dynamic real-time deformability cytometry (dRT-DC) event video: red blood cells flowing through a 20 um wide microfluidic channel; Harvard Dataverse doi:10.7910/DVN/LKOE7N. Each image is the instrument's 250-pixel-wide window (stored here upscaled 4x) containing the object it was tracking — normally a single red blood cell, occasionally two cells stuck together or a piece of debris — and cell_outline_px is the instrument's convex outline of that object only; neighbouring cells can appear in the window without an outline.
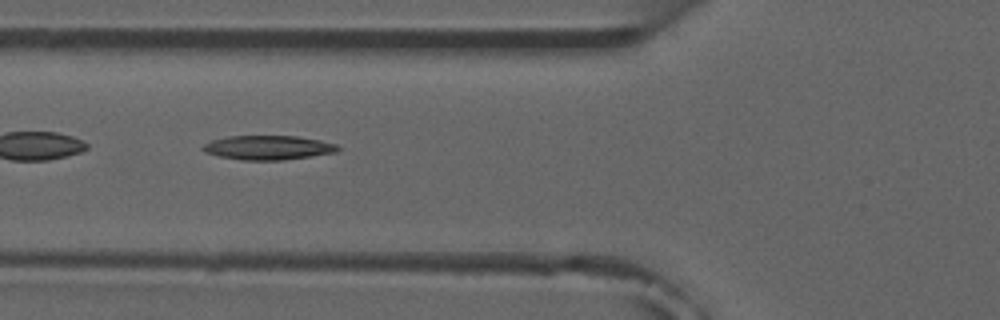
{"species": "common noctule bat (a hibernating species)", "species_latin": "Nyctalus noctula", "temperature_condition": "room temperature", "stored_images_in_passage": 9, "camera_frame_rate_fps": 3000, "um_per_image_px": 0.085, "animal": {"sex": "male", "forearm_length_mm": 52.5}, "frame": {"image": 1, "passage_image": 6, "time_ms": 5.667, "image_size_px": [1000, 320], "cell_outline_px": [[340, 148], [336, 152], [312, 156], [284, 160], [240, 160], [220, 156], [204, 152], [200, 148], [204, 144], [212, 140], [228, 136], [296, 136], [320, 140], [336, 144]], "centroid_in_image_um": [22.78, 12.55], "position_along_channel_um": 103.0, "area_um2": 19.07}}